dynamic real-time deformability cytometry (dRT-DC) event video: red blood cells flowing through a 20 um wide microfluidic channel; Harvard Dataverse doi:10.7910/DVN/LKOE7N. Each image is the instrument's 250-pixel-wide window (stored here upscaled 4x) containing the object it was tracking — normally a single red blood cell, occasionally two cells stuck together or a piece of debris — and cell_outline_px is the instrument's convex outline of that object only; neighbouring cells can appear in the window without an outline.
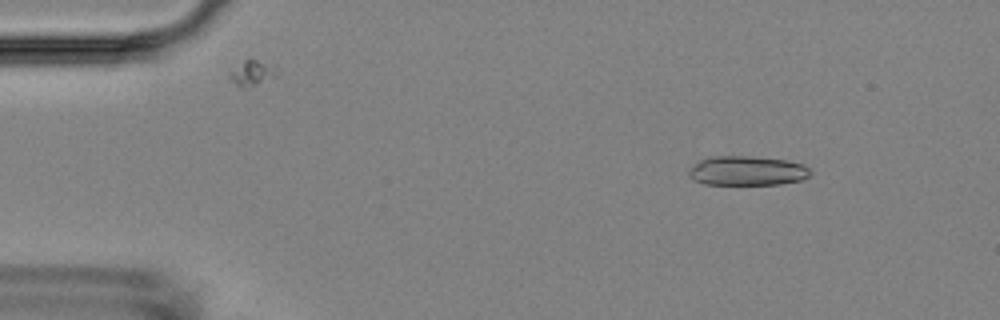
{"species": "Egyptian fruit bat (a non-hibernating species)", "species_latin": "Rousettus aegyptiacus", "temperature_condition": "room temperature", "stored_images_in_passage": 4, "camera_frame_rate_fps": 3000, "um_per_image_px": 0.085, "animal": {"sex": "female"}, "frame": {"image": 1, "passage_image": 2, "time_ms": 1.0, "image_size_px": [1000, 320], "cell_outline_px": [[812, 172], [808, 176], [800, 180], [780, 184], [704, 184], [688, 176], [688, 172], [700, 160], [712, 156], [748, 156], [788, 160], [804, 164]], "centroid_in_image_um": [63.54, 14.51], "position_along_channel_um": 21.5, "area_um2": 20.69}}
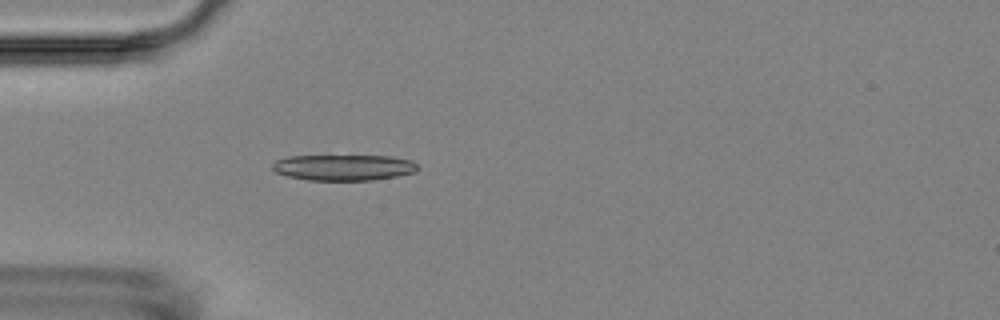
{"frame": {"image": 2, "passage_image": 4, "time_ms": 4.0, "image_size_px": [1000, 320], "cell_outline_px": [[420, 168], [416, 172], [396, 176], [372, 180], [308, 180], [288, 176], [276, 172], [272, 168], [272, 164], [276, 160], [288, 156], [392, 156], [412, 160]], "centroid_in_image_um": [29.24, 14.23], "position_along_channel_um": 55.8, "area_um2": 21.96}}